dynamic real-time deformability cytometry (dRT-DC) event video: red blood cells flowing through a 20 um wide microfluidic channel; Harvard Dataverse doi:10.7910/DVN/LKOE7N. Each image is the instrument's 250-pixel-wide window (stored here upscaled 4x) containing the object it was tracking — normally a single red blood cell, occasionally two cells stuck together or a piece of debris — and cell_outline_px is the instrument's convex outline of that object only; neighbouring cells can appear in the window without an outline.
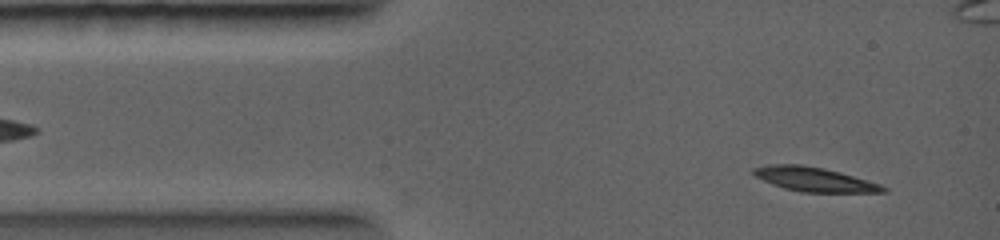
{"species": "common noctule bat (a hibernating species)", "species_latin": "Nyctalus noctula", "temperature_condition": "warm", "stored_images_in_passage": 44, "camera_frame_rate_fps": 5000, "um_per_image_px": 0.085, "animal": {"sex": "female", "body_mass_g": 19.0, "forearm_length_mm": 56.7}, "frame": {"image": 1, "passage_image": 3, "time_ms": 0.4, "image_size_px": [1000, 240], "cell_outline_px": [[888, 192], [800, 192], [784, 188], [772, 184], [756, 176], [752, 172], [752, 168], [768, 164], [800, 164], [824, 168], [840, 172], [880, 184], [888, 188]], "centroid_in_image_um": [69.21, 15.24], "position_along_channel_um": 15.8, "area_um2": 18.26}}
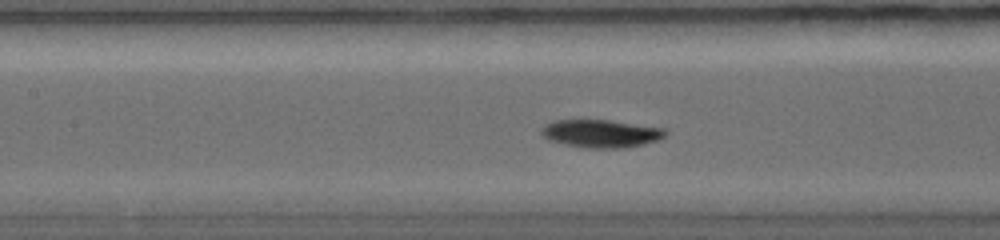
{"frame": {"image": 2, "passage_image": 16, "time_ms": 4.2, "image_size_px": [1000, 240], "cell_outline_px": [[668, 132], [660, 140], [644, 144], [624, 148], [588, 148], [564, 144], [548, 140], [540, 132], [540, 128], [544, 124], [552, 120], [608, 120], [668, 128]], "centroid_in_image_um": [51.1, 11.34], "position_along_channel_um": 156.3, "area_um2": 20.46}}
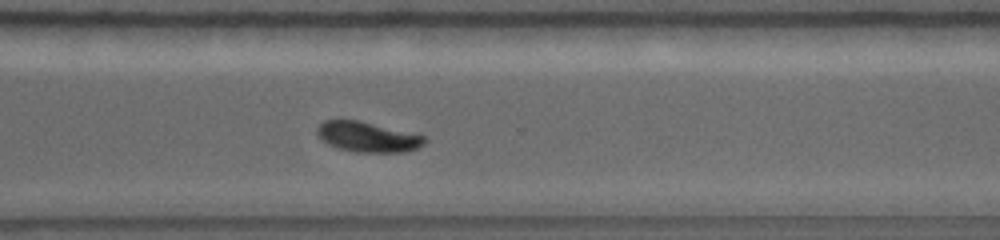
{"frame": {"image": 3, "passage_image": 34, "time_ms": 7.8, "image_size_px": [1000, 240], "cell_outline_px": [[424, 144], [416, 148], [404, 152], [356, 152], [340, 148], [328, 144], [316, 132], [316, 128], [324, 120], [360, 120], [420, 132], [424, 136]], "centroid_in_image_um": [31.33, 11.61], "position_along_channel_um": 339.3, "area_um2": 19.25}}